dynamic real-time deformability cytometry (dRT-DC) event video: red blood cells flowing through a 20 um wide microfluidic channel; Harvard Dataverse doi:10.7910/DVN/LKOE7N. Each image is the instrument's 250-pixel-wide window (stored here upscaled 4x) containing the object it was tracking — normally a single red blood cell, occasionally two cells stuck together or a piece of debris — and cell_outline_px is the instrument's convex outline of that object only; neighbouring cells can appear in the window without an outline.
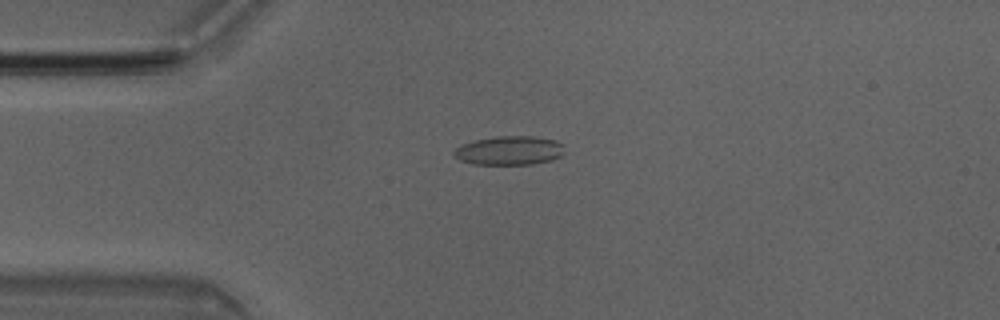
{"species": "Egyptian fruit bat (a non-hibernating species)", "species_latin": "Rousettus aegyptiacus", "temperature_condition": "room temperature", "stored_images_in_passage": 6, "camera_frame_rate_fps": 3000, "um_per_image_px": 0.085, "animal": {"sex": "male"}, "frame": {"image": 1, "passage_image": 3, "time_ms": 0.667, "image_size_px": [1000, 320], "cell_outline_px": [[564, 152], [560, 156], [552, 160], [532, 164], [476, 164], [460, 160], [452, 156], [452, 152], [460, 144], [476, 140], [496, 136], [532, 136], [556, 140], [564, 144]], "centroid_in_image_um": [43.29, 12.79], "position_along_channel_um": 41.7, "area_um2": 18.79}}
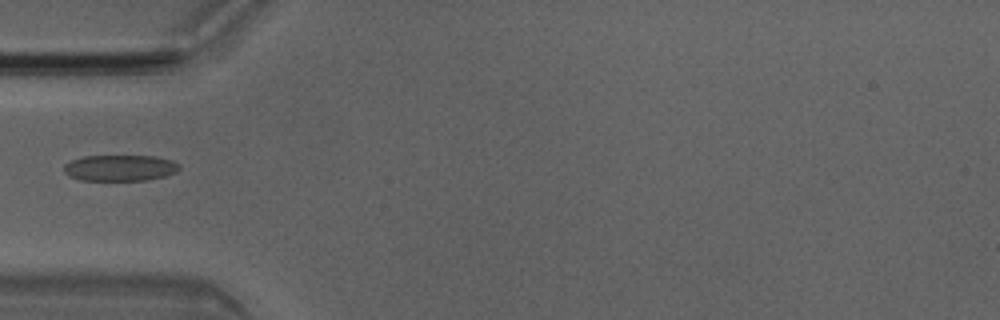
{"frame": {"image": 2, "passage_image": 4, "time_ms": 1.0, "image_size_px": [1000, 320], "cell_outline_px": [[180, 168], [176, 172], [164, 176], [148, 180], [80, 180], [68, 176], [64, 172], [64, 164], [72, 160], [84, 156], [156, 156], [172, 160], [180, 164]], "centroid_in_image_um": [10.21, 14.27], "position_along_channel_um": 74.8, "area_um2": 17.63}}